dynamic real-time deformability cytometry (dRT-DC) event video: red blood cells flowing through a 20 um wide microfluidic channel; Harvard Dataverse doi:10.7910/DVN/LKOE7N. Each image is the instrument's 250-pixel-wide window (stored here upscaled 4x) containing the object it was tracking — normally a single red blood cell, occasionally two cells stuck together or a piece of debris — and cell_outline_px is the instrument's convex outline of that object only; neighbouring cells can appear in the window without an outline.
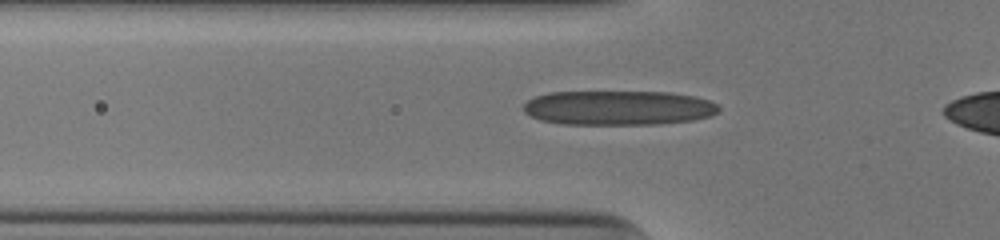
{"species": "human", "species_latin": "Homo sapiens", "temperature_condition": "cold", "stored_images_in_passage": 15, "camera_frame_rate_fps": 3000, "um_per_image_px": 0.085, "donor": {"sex": "male"}, "frame": {"image": 1, "passage_image": 12, "time_ms": 3.667, "image_size_px": [1000, 240], "cell_outline_px": [[720, 112], [708, 116], [692, 120], [660, 124], [564, 124], [540, 120], [524, 112], [524, 104], [528, 100], [536, 96], [548, 92], [668, 92], [692, 96], [708, 100], [716, 104], [720, 108]], "centroid_in_image_um": [52.55, 9.16], "position_along_channel_um": 73.2, "area_um2": 39.19}}